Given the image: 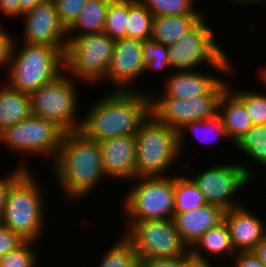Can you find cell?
I'll return each instance as SVG.
<instances>
[{
  "label": "cell",
  "instance_id": "7a4b0ae2",
  "mask_svg": "<svg viewBox=\"0 0 266 267\" xmlns=\"http://www.w3.org/2000/svg\"><path fill=\"white\" fill-rule=\"evenodd\" d=\"M51 167L68 203H78L88 194L92 195L93 189L106 177L98 142L79 131L64 134Z\"/></svg>",
  "mask_w": 266,
  "mask_h": 267
},
{
  "label": "cell",
  "instance_id": "4316f807",
  "mask_svg": "<svg viewBox=\"0 0 266 267\" xmlns=\"http://www.w3.org/2000/svg\"><path fill=\"white\" fill-rule=\"evenodd\" d=\"M192 132L193 135L197 136L199 141L202 143H210L209 140H218L228 138L227 133L223 126L222 118L217 114L215 117L207 120L195 121L186 123L180 130H178L179 135V151L182 155V147H184V139L186 138V132ZM203 133V134H202ZM202 136V137H201ZM213 136V137H212ZM215 138V139H214ZM183 144V145H182Z\"/></svg>",
  "mask_w": 266,
  "mask_h": 267
},
{
  "label": "cell",
  "instance_id": "d4e9b609",
  "mask_svg": "<svg viewBox=\"0 0 266 267\" xmlns=\"http://www.w3.org/2000/svg\"><path fill=\"white\" fill-rule=\"evenodd\" d=\"M207 204L204 196L191 178L174 176V213H182Z\"/></svg>",
  "mask_w": 266,
  "mask_h": 267
},
{
  "label": "cell",
  "instance_id": "f6af8a7d",
  "mask_svg": "<svg viewBox=\"0 0 266 267\" xmlns=\"http://www.w3.org/2000/svg\"><path fill=\"white\" fill-rule=\"evenodd\" d=\"M231 2H233V4H243V6L245 5V6H247V5H249L250 4V6H251V4L252 5H254L255 3L256 4H258V2L260 3V2H262L263 4H264V2H266V0H232Z\"/></svg>",
  "mask_w": 266,
  "mask_h": 267
},
{
  "label": "cell",
  "instance_id": "52a82bcc",
  "mask_svg": "<svg viewBox=\"0 0 266 267\" xmlns=\"http://www.w3.org/2000/svg\"><path fill=\"white\" fill-rule=\"evenodd\" d=\"M206 20L204 16L177 43L168 46L170 68H176L177 71L193 70L200 65L208 64L207 66L215 71L233 75V63L215 42L216 35Z\"/></svg>",
  "mask_w": 266,
  "mask_h": 267
},
{
  "label": "cell",
  "instance_id": "6da1fadb",
  "mask_svg": "<svg viewBox=\"0 0 266 267\" xmlns=\"http://www.w3.org/2000/svg\"><path fill=\"white\" fill-rule=\"evenodd\" d=\"M140 91L103 94L86 110L78 131L97 142L135 135L151 115L150 93Z\"/></svg>",
  "mask_w": 266,
  "mask_h": 267
},
{
  "label": "cell",
  "instance_id": "cb8c5ba5",
  "mask_svg": "<svg viewBox=\"0 0 266 267\" xmlns=\"http://www.w3.org/2000/svg\"><path fill=\"white\" fill-rule=\"evenodd\" d=\"M110 1L87 0L77 19L67 29V38H75L76 36L103 31ZM78 30H80L79 33Z\"/></svg>",
  "mask_w": 266,
  "mask_h": 267
},
{
  "label": "cell",
  "instance_id": "2e32d148",
  "mask_svg": "<svg viewBox=\"0 0 266 267\" xmlns=\"http://www.w3.org/2000/svg\"><path fill=\"white\" fill-rule=\"evenodd\" d=\"M107 178H136V136L127 135L98 142Z\"/></svg>",
  "mask_w": 266,
  "mask_h": 267
},
{
  "label": "cell",
  "instance_id": "f35d334b",
  "mask_svg": "<svg viewBox=\"0 0 266 267\" xmlns=\"http://www.w3.org/2000/svg\"><path fill=\"white\" fill-rule=\"evenodd\" d=\"M185 256L174 258L146 259L139 262V267H183Z\"/></svg>",
  "mask_w": 266,
  "mask_h": 267
},
{
  "label": "cell",
  "instance_id": "7c38bea8",
  "mask_svg": "<svg viewBox=\"0 0 266 267\" xmlns=\"http://www.w3.org/2000/svg\"><path fill=\"white\" fill-rule=\"evenodd\" d=\"M220 79L206 94L191 99L151 98V114L162 124L180 130L186 123L207 120L218 114L221 95L228 83Z\"/></svg>",
  "mask_w": 266,
  "mask_h": 267
},
{
  "label": "cell",
  "instance_id": "d6986e66",
  "mask_svg": "<svg viewBox=\"0 0 266 267\" xmlns=\"http://www.w3.org/2000/svg\"><path fill=\"white\" fill-rule=\"evenodd\" d=\"M167 77L161 95L149 91L151 98L191 99L206 94L220 80L215 75L203 73V70L202 73L198 70L172 71Z\"/></svg>",
  "mask_w": 266,
  "mask_h": 267
},
{
  "label": "cell",
  "instance_id": "ffe728a7",
  "mask_svg": "<svg viewBox=\"0 0 266 267\" xmlns=\"http://www.w3.org/2000/svg\"><path fill=\"white\" fill-rule=\"evenodd\" d=\"M218 115L223 120L228 140L234 144L253 126L245 106L228 89L219 99Z\"/></svg>",
  "mask_w": 266,
  "mask_h": 267
},
{
  "label": "cell",
  "instance_id": "e0dca14e",
  "mask_svg": "<svg viewBox=\"0 0 266 267\" xmlns=\"http://www.w3.org/2000/svg\"><path fill=\"white\" fill-rule=\"evenodd\" d=\"M224 221L236 252L253 251L266 236V223L243 204L225 211Z\"/></svg>",
  "mask_w": 266,
  "mask_h": 267
},
{
  "label": "cell",
  "instance_id": "4fadbf2b",
  "mask_svg": "<svg viewBox=\"0 0 266 267\" xmlns=\"http://www.w3.org/2000/svg\"><path fill=\"white\" fill-rule=\"evenodd\" d=\"M251 175L248 166L224 162L202 169V172L195 174L194 177H189L199 188L207 204L228 211L242 206L240 201L233 198L238 195L236 193L246 189L252 179Z\"/></svg>",
  "mask_w": 266,
  "mask_h": 267
},
{
  "label": "cell",
  "instance_id": "44dd1931",
  "mask_svg": "<svg viewBox=\"0 0 266 267\" xmlns=\"http://www.w3.org/2000/svg\"><path fill=\"white\" fill-rule=\"evenodd\" d=\"M189 252L193 256L205 260L208 258L207 255L210 260V256H213L212 258L214 259L217 257V259H220V257L222 258L225 255L234 256L237 253L233 247L230 232L225 221L204 233L189 248Z\"/></svg>",
  "mask_w": 266,
  "mask_h": 267
},
{
  "label": "cell",
  "instance_id": "74e56055",
  "mask_svg": "<svg viewBox=\"0 0 266 267\" xmlns=\"http://www.w3.org/2000/svg\"><path fill=\"white\" fill-rule=\"evenodd\" d=\"M233 257H230L233 260L231 264L226 262L222 267H265L253 251L237 252Z\"/></svg>",
  "mask_w": 266,
  "mask_h": 267
},
{
  "label": "cell",
  "instance_id": "d6a6232c",
  "mask_svg": "<svg viewBox=\"0 0 266 267\" xmlns=\"http://www.w3.org/2000/svg\"><path fill=\"white\" fill-rule=\"evenodd\" d=\"M143 45V63L145 72L148 70L157 71L166 70L170 68V60L168 53V46L156 42L151 36L142 41Z\"/></svg>",
  "mask_w": 266,
  "mask_h": 267
},
{
  "label": "cell",
  "instance_id": "7402d4cb",
  "mask_svg": "<svg viewBox=\"0 0 266 267\" xmlns=\"http://www.w3.org/2000/svg\"><path fill=\"white\" fill-rule=\"evenodd\" d=\"M205 15L157 16L152 19V37L165 46L177 43Z\"/></svg>",
  "mask_w": 266,
  "mask_h": 267
},
{
  "label": "cell",
  "instance_id": "ac0fdd59",
  "mask_svg": "<svg viewBox=\"0 0 266 267\" xmlns=\"http://www.w3.org/2000/svg\"><path fill=\"white\" fill-rule=\"evenodd\" d=\"M225 210L205 204L196 209L174 213L173 222L182 239L190 248L209 229L224 221Z\"/></svg>",
  "mask_w": 266,
  "mask_h": 267
},
{
  "label": "cell",
  "instance_id": "b9f144b4",
  "mask_svg": "<svg viewBox=\"0 0 266 267\" xmlns=\"http://www.w3.org/2000/svg\"><path fill=\"white\" fill-rule=\"evenodd\" d=\"M183 267H214L212 262L207 259L198 258L193 256L190 252L185 255V259L183 260ZM222 267V266H221Z\"/></svg>",
  "mask_w": 266,
  "mask_h": 267
},
{
  "label": "cell",
  "instance_id": "ab89813d",
  "mask_svg": "<svg viewBox=\"0 0 266 267\" xmlns=\"http://www.w3.org/2000/svg\"><path fill=\"white\" fill-rule=\"evenodd\" d=\"M12 42L13 37L10 33H7V31L0 26V67H5L6 65V70Z\"/></svg>",
  "mask_w": 266,
  "mask_h": 267
},
{
  "label": "cell",
  "instance_id": "30bf717a",
  "mask_svg": "<svg viewBox=\"0 0 266 267\" xmlns=\"http://www.w3.org/2000/svg\"><path fill=\"white\" fill-rule=\"evenodd\" d=\"M122 234L131 242L139 261L185 256L188 246L182 241L173 219L128 221Z\"/></svg>",
  "mask_w": 266,
  "mask_h": 267
},
{
  "label": "cell",
  "instance_id": "e575fe53",
  "mask_svg": "<svg viewBox=\"0 0 266 267\" xmlns=\"http://www.w3.org/2000/svg\"><path fill=\"white\" fill-rule=\"evenodd\" d=\"M87 0H52L61 23L68 29L77 19Z\"/></svg>",
  "mask_w": 266,
  "mask_h": 267
},
{
  "label": "cell",
  "instance_id": "9c48e42d",
  "mask_svg": "<svg viewBox=\"0 0 266 267\" xmlns=\"http://www.w3.org/2000/svg\"><path fill=\"white\" fill-rule=\"evenodd\" d=\"M137 180V181H135ZM122 198L128 221L172 219L174 216V176L137 177Z\"/></svg>",
  "mask_w": 266,
  "mask_h": 267
},
{
  "label": "cell",
  "instance_id": "5bb4252c",
  "mask_svg": "<svg viewBox=\"0 0 266 267\" xmlns=\"http://www.w3.org/2000/svg\"><path fill=\"white\" fill-rule=\"evenodd\" d=\"M22 19L23 43L48 45L65 54L67 29L61 23L52 0L24 12Z\"/></svg>",
  "mask_w": 266,
  "mask_h": 267
},
{
  "label": "cell",
  "instance_id": "f1b7e54d",
  "mask_svg": "<svg viewBox=\"0 0 266 267\" xmlns=\"http://www.w3.org/2000/svg\"><path fill=\"white\" fill-rule=\"evenodd\" d=\"M112 245L96 267H139L138 255L131 242L122 233Z\"/></svg>",
  "mask_w": 266,
  "mask_h": 267
},
{
  "label": "cell",
  "instance_id": "3957f363",
  "mask_svg": "<svg viewBox=\"0 0 266 267\" xmlns=\"http://www.w3.org/2000/svg\"><path fill=\"white\" fill-rule=\"evenodd\" d=\"M25 170L8 188L0 223L25 241L43 239L46 219L40 184ZM37 183V184H36ZM42 196H41V195ZM45 222V223H44ZM45 227V228H44Z\"/></svg>",
  "mask_w": 266,
  "mask_h": 267
},
{
  "label": "cell",
  "instance_id": "7bdbcfd3",
  "mask_svg": "<svg viewBox=\"0 0 266 267\" xmlns=\"http://www.w3.org/2000/svg\"><path fill=\"white\" fill-rule=\"evenodd\" d=\"M253 252L266 267V236L257 244Z\"/></svg>",
  "mask_w": 266,
  "mask_h": 267
},
{
  "label": "cell",
  "instance_id": "ee69618b",
  "mask_svg": "<svg viewBox=\"0 0 266 267\" xmlns=\"http://www.w3.org/2000/svg\"><path fill=\"white\" fill-rule=\"evenodd\" d=\"M50 0H19L21 9L26 12L38 4L46 3Z\"/></svg>",
  "mask_w": 266,
  "mask_h": 267
},
{
  "label": "cell",
  "instance_id": "277c9868",
  "mask_svg": "<svg viewBox=\"0 0 266 267\" xmlns=\"http://www.w3.org/2000/svg\"><path fill=\"white\" fill-rule=\"evenodd\" d=\"M16 46L13 38L6 76L11 88L30 94L64 71V55L55 47L24 43L18 50Z\"/></svg>",
  "mask_w": 266,
  "mask_h": 267
},
{
  "label": "cell",
  "instance_id": "8fae6325",
  "mask_svg": "<svg viewBox=\"0 0 266 267\" xmlns=\"http://www.w3.org/2000/svg\"><path fill=\"white\" fill-rule=\"evenodd\" d=\"M65 132L51 121L33 115L0 133V142L26 157H48L55 160ZM52 157V158H51Z\"/></svg>",
  "mask_w": 266,
  "mask_h": 267
},
{
  "label": "cell",
  "instance_id": "ba28073f",
  "mask_svg": "<svg viewBox=\"0 0 266 267\" xmlns=\"http://www.w3.org/2000/svg\"><path fill=\"white\" fill-rule=\"evenodd\" d=\"M74 80L63 71L53 81L30 93L32 115L53 122L65 133L78 131L82 118L77 116L79 96Z\"/></svg>",
  "mask_w": 266,
  "mask_h": 267
},
{
  "label": "cell",
  "instance_id": "8d00e7d4",
  "mask_svg": "<svg viewBox=\"0 0 266 267\" xmlns=\"http://www.w3.org/2000/svg\"><path fill=\"white\" fill-rule=\"evenodd\" d=\"M28 167L29 166H27L26 163H21L20 165H18V167L16 166V170H13L12 173H9V175L5 174V177H0V218L3 213L8 188L25 170L30 169Z\"/></svg>",
  "mask_w": 266,
  "mask_h": 267
},
{
  "label": "cell",
  "instance_id": "83f0119b",
  "mask_svg": "<svg viewBox=\"0 0 266 267\" xmlns=\"http://www.w3.org/2000/svg\"><path fill=\"white\" fill-rule=\"evenodd\" d=\"M238 151L249 156L256 165L266 168V124L253 125L235 144Z\"/></svg>",
  "mask_w": 266,
  "mask_h": 267
},
{
  "label": "cell",
  "instance_id": "603a6c76",
  "mask_svg": "<svg viewBox=\"0 0 266 267\" xmlns=\"http://www.w3.org/2000/svg\"><path fill=\"white\" fill-rule=\"evenodd\" d=\"M4 84L0 87V133L32 115L29 94Z\"/></svg>",
  "mask_w": 266,
  "mask_h": 267
},
{
  "label": "cell",
  "instance_id": "1f68e13d",
  "mask_svg": "<svg viewBox=\"0 0 266 267\" xmlns=\"http://www.w3.org/2000/svg\"><path fill=\"white\" fill-rule=\"evenodd\" d=\"M228 85V90L245 106L253 125L266 124V92H256L255 90H232Z\"/></svg>",
  "mask_w": 266,
  "mask_h": 267
},
{
  "label": "cell",
  "instance_id": "d590c367",
  "mask_svg": "<svg viewBox=\"0 0 266 267\" xmlns=\"http://www.w3.org/2000/svg\"><path fill=\"white\" fill-rule=\"evenodd\" d=\"M25 240L0 223V257L15 250Z\"/></svg>",
  "mask_w": 266,
  "mask_h": 267
},
{
  "label": "cell",
  "instance_id": "60d3db41",
  "mask_svg": "<svg viewBox=\"0 0 266 267\" xmlns=\"http://www.w3.org/2000/svg\"><path fill=\"white\" fill-rule=\"evenodd\" d=\"M0 10L5 18L22 17L24 14V11L20 7L19 0H0Z\"/></svg>",
  "mask_w": 266,
  "mask_h": 267
},
{
  "label": "cell",
  "instance_id": "836d02e7",
  "mask_svg": "<svg viewBox=\"0 0 266 267\" xmlns=\"http://www.w3.org/2000/svg\"><path fill=\"white\" fill-rule=\"evenodd\" d=\"M34 241H24L15 250L0 257V267H37L39 258L33 248Z\"/></svg>",
  "mask_w": 266,
  "mask_h": 267
},
{
  "label": "cell",
  "instance_id": "9a60e30c",
  "mask_svg": "<svg viewBox=\"0 0 266 267\" xmlns=\"http://www.w3.org/2000/svg\"><path fill=\"white\" fill-rule=\"evenodd\" d=\"M143 74L142 41L127 38L115 40L109 71L103 80L113 84L116 87L114 91H136L132 85Z\"/></svg>",
  "mask_w": 266,
  "mask_h": 267
},
{
  "label": "cell",
  "instance_id": "bcb514c9",
  "mask_svg": "<svg viewBox=\"0 0 266 267\" xmlns=\"http://www.w3.org/2000/svg\"><path fill=\"white\" fill-rule=\"evenodd\" d=\"M262 71L259 72L260 75L259 78L261 79V81L264 83H266V66L261 68ZM266 86V84H264Z\"/></svg>",
  "mask_w": 266,
  "mask_h": 267
},
{
  "label": "cell",
  "instance_id": "5b68a950",
  "mask_svg": "<svg viewBox=\"0 0 266 267\" xmlns=\"http://www.w3.org/2000/svg\"><path fill=\"white\" fill-rule=\"evenodd\" d=\"M135 136L136 178L168 176L165 172L181 158L178 131L151 114Z\"/></svg>",
  "mask_w": 266,
  "mask_h": 267
},
{
  "label": "cell",
  "instance_id": "8992f818",
  "mask_svg": "<svg viewBox=\"0 0 266 267\" xmlns=\"http://www.w3.org/2000/svg\"><path fill=\"white\" fill-rule=\"evenodd\" d=\"M114 46L115 40L104 31L67 38L64 71L77 82L95 85L109 71Z\"/></svg>",
  "mask_w": 266,
  "mask_h": 267
},
{
  "label": "cell",
  "instance_id": "4dcf8cb0",
  "mask_svg": "<svg viewBox=\"0 0 266 267\" xmlns=\"http://www.w3.org/2000/svg\"><path fill=\"white\" fill-rule=\"evenodd\" d=\"M128 0H111L103 31L114 40L126 38Z\"/></svg>",
  "mask_w": 266,
  "mask_h": 267
},
{
  "label": "cell",
  "instance_id": "f546056e",
  "mask_svg": "<svg viewBox=\"0 0 266 267\" xmlns=\"http://www.w3.org/2000/svg\"><path fill=\"white\" fill-rule=\"evenodd\" d=\"M153 15H204L200 10H196L197 0H139ZM196 1V2H195Z\"/></svg>",
  "mask_w": 266,
  "mask_h": 267
},
{
  "label": "cell",
  "instance_id": "484cf974",
  "mask_svg": "<svg viewBox=\"0 0 266 267\" xmlns=\"http://www.w3.org/2000/svg\"><path fill=\"white\" fill-rule=\"evenodd\" d=\"M151 12L139 1L128 0L126 38L143 41L152 36Z\"/></svg>",
  "mask_w": 266,
  "mask_h": 267
}]
</instances>
